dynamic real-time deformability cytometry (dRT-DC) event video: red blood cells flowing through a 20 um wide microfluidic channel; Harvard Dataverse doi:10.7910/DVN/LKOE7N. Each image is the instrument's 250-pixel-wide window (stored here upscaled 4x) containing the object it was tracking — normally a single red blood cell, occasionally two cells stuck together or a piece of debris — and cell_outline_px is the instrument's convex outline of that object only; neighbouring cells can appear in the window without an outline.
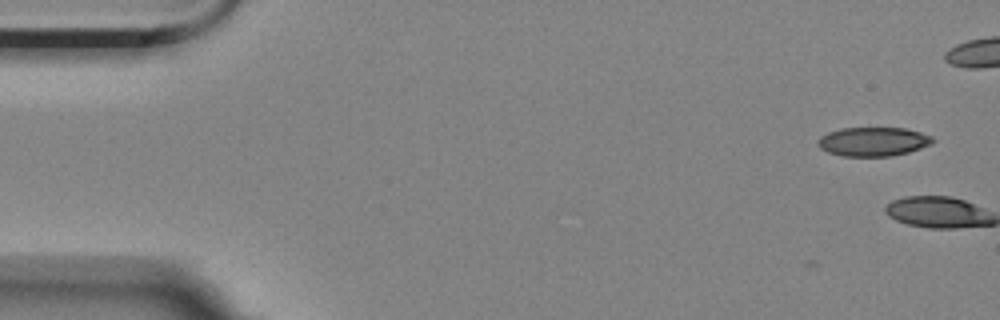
{"species": "Egyptian fruit bat (a non-hibernating species)", "species_latin": "Rousettus aegyptiacus", "temperature_condition": "room temperature", "stored_images_in_passage": 2, "camera_frame_rate_fps": 3000, "um_per_image_px": 0.085, "animal": {"sex": "female"}, "frame": {"image": 1, "passage_image": 1, "time_ms": 0.0, "image_size_px": [1000, 320], "cell_outline_px": [[936, 140], [932, 144], [908, 152], [892, 156], [844, 156], [828, 152], [820, 148], [816, 144], [816, 140], [820, 136], [828, 132], [840, 128], [904, 128], [920, 132], [932, 136]], "centroid_in_image_um": [74.21, 12.03], "position_along_channel_um": 10.8, "area_um2": 19.54}}